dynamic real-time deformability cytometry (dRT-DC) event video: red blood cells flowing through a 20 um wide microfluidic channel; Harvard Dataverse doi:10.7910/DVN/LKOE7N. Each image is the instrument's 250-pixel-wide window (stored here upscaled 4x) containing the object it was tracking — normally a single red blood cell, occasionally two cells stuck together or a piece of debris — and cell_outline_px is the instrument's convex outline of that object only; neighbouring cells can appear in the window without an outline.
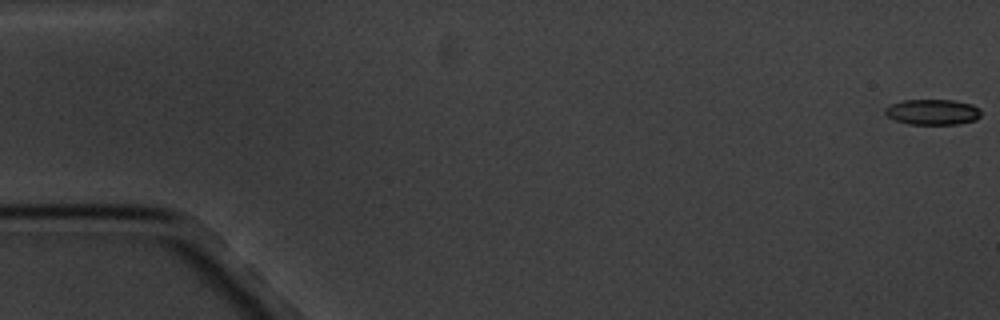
{"species": "common noctule bat (a hibernating species)", "species_latin": "Nyctalus noctula", "temperature_condition": "cold", "stored_images_in_passage": 8, "camera_frame_rate_fps": 3000, "um_per_image_px": 0.085, "animal": {"sex": "male", "body_mass_g": 20.1, "forearm_length_mm": 53.5}, "frame": {"image": 1, "passage_image": 1, "time_ms": 0.0, "image_size_px": [1000, 320], "cell_outline_px": [[980, 116], [976, 120], [960, 124], [908, 124], [896, 120], [888, 116], [884, 112], [884, 108], [888, 104], [904, 100], [952, 100], [972, 104], [980, 108]], "centroid_in_image_um": [79.27, 9.52], "position_along_channel_um": 5.7, "area_um2": 14.39}}
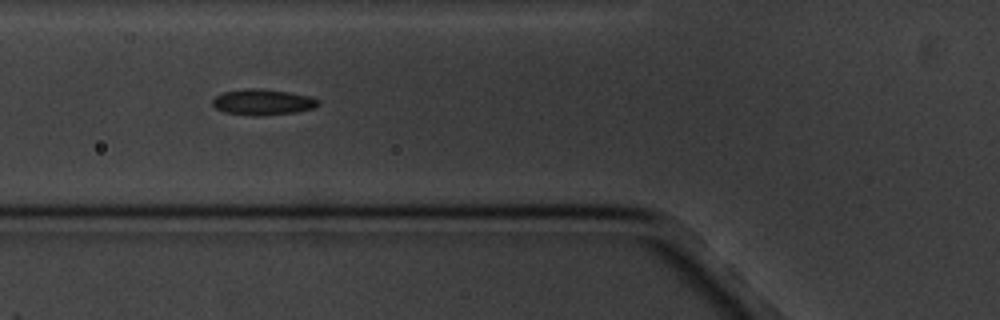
{"frame": {"image": 2, "passage_image": 7, "time_ms": 7.0, "image_size_px": [1000, 320], "cell_outline_px": [[320, 104], [316, 108], [296, 112], [256, 116], [252, 116], [224, 112], [216, 108], [212, 104], [212, 100], [216, 96], [224, 92], [244, 88], [256, 88], [288, 92], [312, 96], [320, 100]], "centroid_in_image_um": [22.37, 8.68], "position_along_channel_um": 103.4, "area_um2": 16.07}}
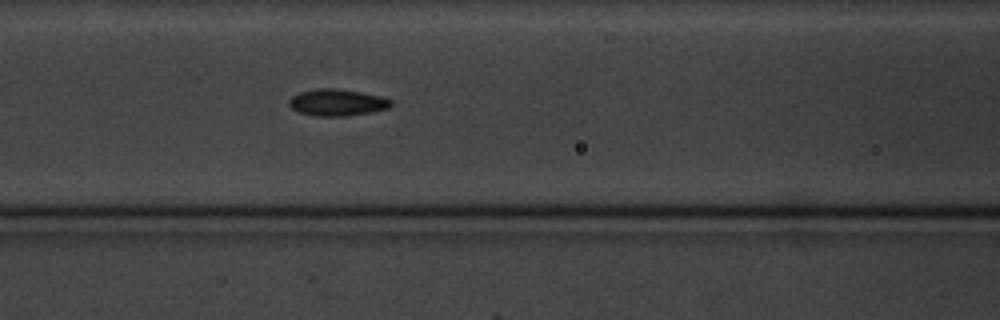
{"frame": {"image": 3, "passage_image": 8, "time_ms": 8.0, "image_size_px": [1000, 320], "cell_outline_px": [[392, 104], [388, 108], [372, 112], [348, 116], [316, 116], [296, 112], [288, 104], [288, 100], [292, 96], [300, 92], [316, 88], [336, 88], [384, 96], [392, 100]], "centroid_in_image_um": [28.65, 8.71], "position_along_channel_um": 137.9, "area_um2": 16.13}}